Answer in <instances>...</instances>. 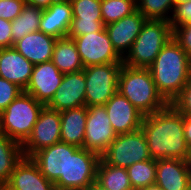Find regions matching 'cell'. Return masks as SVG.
I'll return each instance as SVG.
<instances>
[{
	"instance_id": "d6986e66",
	"label": "cell",
	"mask_w": 191,
	"mask_h": 190,
	"mask_svg": "<svg viewBox=\"0 0 191 190\" xmlns=\"http://www.w3.org/2000/svg\"><path fill=\"white\" fill-rule=\"evenodd\" d=\"M10 190H56L31 158L23 157L5 184Z\"/></svg>"
},
{
	"instance_id": "8d00e7d4",
	"label": "cell",
	"mask_w": 191,
	"mask_h": 190,
	"mask_svg": "<svg viewBox=\"0 0 191 190\" xmlns=\"http://www.w3.org/2000/svg\"><path fill=\"white\" fill-rule=\"evenodd\" d=\"M183 127L187 145L191 149V116L183 115Z\"/></svg>"
},
{
	"instance_id": "e575fe53",
	"label": "cell",
	"mask_w": 191,
	"mask_h": 190,
	"mask_svg": "<svg viewBox=\"0 0 191 190\" xmlns=\"http://www.w3.org/2000/svg\"><path fill=\"white\" fill-rule=\"evenodd\" d=\"M171 103L183 115L191 116V77L181 93Z\"/></svg>"
},
{
	"instance_id": "d590c367",
	"label": "cell",
	"mask_w": 191,
	"mask_h": 190,
	"mask_svg": "<svg viewBox=\"0 0 191 190\" xmlns=\"http://www.w3.org/2000/svg\"><path fill=\"white\" fill-rule=\"evenodd\" d=\"M13 47L11 21L0 18V49Z\"/></svg>"
},
{
	"instance_id": "d6a6232c",
	"label": "cell",
	"mask_w": 191,
	"mask_h": 190,
	"mask_svg": "<svg viewBox=\"0 0 191 190\" xmlns=\"http://www.w3.org/2000/svg\"><path fill=\"white\" fill-rule=\"evenodd\" d=\"M172 29L191 22V0L181 3L174 7L173 14L170 19Z\"/></svg>"
},
{
	"instance_id": "ab89813d",
	"label": "cell",
	"mask_w": 191,
	"mask_h": 190,
	"mask_svg": "<svg viewBox=\"0 0 191 190\" xmlns=\"http://www.w3.org/2000/svg\"><path fill=\"white\" fill-rule=\"evenodd\" d=\"M139 190H163V189L160 186L153 184V185L146 186L145 188H142Z\"/></svg>"
},
{
	"instance_id": "d4e9b609",
	"label": "cell",
	"mask_w": 191,
	"mask_h": 190,
	"mask_svg": "<svg viewBox=\"0 0 191 190\" xmlns=\"http://www.w3.org/2000/svg\"><path fill=\"white\" fill-rule=\"evenodd\" d=\"M24 157L19 142L3 135L0 137V182L4 185L10 179L15 166Z\"/></svg>"
},
{
	"instance_id": "4316f807",
	"label": "cell",
	"mask_w": 191,
	"mask_h": 190,
	"mask_svg": "<svg viewBox=\"0 0 191 190\" xmlns=\"http://www.w3.org/2000/svg\"><path fill=\"white\" fill-rule=\"evenodd\" d=\"M42 11L43 9L26 3L21 14L11 22L13 45L25 35L39 31Z\"/></svg>"
},
{
	"instance_id": "7c38bea8",
	"label": "cell",
	"mask_w": 191,
	"mask_h": 190,
	"mask_svg": "<svg viewBox=\"0 0 191 190\" xmlns=\"http://www.w3.org/2000/svg\"><path fill=\"white\" fill-rule=\"evenodd\" d=\"M32 161L41 173L55 184L56 190H66L68 144L59 142L34 153Z\"/></svg>"
},
{
	"instance_id": "7402d4cb",
	"label": "cell",
	"mask_w": 191,
	"mask_h": 190,
	"mask_svg": "<svg viewBox=\"0 0 191 190\" xmlns=\"http://www.w3.org/2000/svg\"><path fill=\"white\" fill-rule=\"evenodd\" d=\"M57 38L41 31L31 32L16 41L13 47L33 65L52 61Z\"/></svg>"
},
{
	"instance_id": "1f68e13d",
	"label": "cell",
	"mask_w": 191,
	"mask_h": 190,
	"mask_svg": "<svg viewBox=\"0 0 191 190\" xmlns=\"http://www.w3.org/2000/svg\"><path fill=\"white\" fill-rule=\"evenodd\" d=\"M26 3V0H0V18L12 22L21 14Z\"/></svg>"
},
{
	"instance_id": "f6af8a7d",
	"label": "cell",
	"mask_w": 191,
	"mask_h": 190,
	"mask_svg": "<svg viewBox=\"0 0 191 190\" xmlns=\"http://www.w3.org/2000/svg\"><path fill=\"white\" fill-rule=\"evenodd\" d=\"M3 186H4V184L0 182V190H1V188H2Z\"/></svg>"
},
{
	"instance_id": "e0dca14e",
	"label": "cell",
	"mask_w": 191,
	"mask_h": 190,
	"mask_svg": "<svg viewBox=\"0 0 191 190\" xmlns=\"http://www.w3.org/2000/svg\"><path fill=\"white\" fill-rule=\"evenodd\" d=\"M147 18L137 9L122 19L105 26L116 52L124 58L141 32Z\"/></svg>"
},
{
	"instance_id": "52a82bcc",
	"label": "cell",
	"mask_w": 191,
	"mask_h": 190,
	"mask_svg": "<svg viewBox=\"0 0 191 190\" xmlns=\"http://www.w3.org/2000/svg\"><path fill=\"white\" fill-rule=\"evenodd\" d=\"M100 158L111 166L126 169L134 163L151 159L142 129L118 134Z\"/></svg>"
},
{
	"instance_id": "60d3db41",
	"label": "cell",
	"mask_w": 191,
	"mask_h": 190,
	"mask_svg": "<svg viewBox=\"0 0 191 190\" xmlns=\"http://www.w3.org/2000/svg\"><path fill=\"white\" fill-rule=\"evenodd\" d=\"M187 1H188V0H172V4H173V6L175 7V6L179 5V4L185 3V2H187Z\"/></svg>"
},
{
	"instance_id": "b9f144b4",
	"label": "cell",
	"mask_w": 191,
	"mask_h": 190,
	"mask_svg": "<svg viewBox=\"0 0 191 190\" xmlns=\"http://www.w3.org/2000/svg\"><path fill=\"white\" fill-rule=\"evenodd\" d=\"M188 163H189V166H190V169H191V149H190V157H189Z\"/></svg>"
},
{
	"instance_id": "7a4b0ae2",
	"label": "cell",
	"mask_w": 191,
	"mask_h": 190,
	"mask_svg": "<svg viewBox=\"0 0 191 190\" xmlns=\"http://www.w3.org/2000/svg\"><path fill=\"white\" fill-rule=\"evenodd\" d=\"M157 91L171 103L191 77V58L172 38L148 68Z\"/></svg>"
},
{
	"instance_id": "ee69618b",
	"label": "cell",
	"mask_w": 191,
	"mask_h": 190,
	"mask_svg": "<svg viewBox=\"0 0 191 190\" xmlns=\"http://www.w3.org/2000/svg\"><path fill=\"white\" fill-rule=\"evenodd\" d=\"M3 134H2V130H1V125H0V137H2Z\"/></svg>"
},
{
	"instance_id": "cb8c5ba5",
	"label": "cell",
	"mask_w": 191,
	"mask_h": 190,
	"mask_svg": "<svg viewBox=\"0 0 191 190\" xmlns=\"http://www.w3.org/2000/svg\"><path fill=\"white\" fill-rule=\"evenodd\" d=\"M53 64L61 73H74L84 69L77 46L70 37L58 38L53 49Z\"/></svg>"
},
{
	"instance_id": "9c48e42d",
	"label": "cell",
	"mask_w": 191,
	"mask_h": 190,
	"mask_svg": "<svg viewBox=\"0 0 191 190\" xmlns=\"http://www.w3.org/2000/svg\"><path fill=\"white\" fill-rule=\"evenodd\" d=\"M84 68L107 63H123L105 30L73 38Z\"/></svg>"
},
{
	"instance_id": "484cf974",
	"label": "cell",
	"mask_w": 191,
	"mask_h": 190,
	"mask_svg": "<svg viewBox=\"0 0 191 190\" xmlns=\"http://www.w3.org/2000/svg\"><path fill=\"white\" fill-rule=\"evenodd\" d=\"M96 181L108 190H133L127 169L111 166L101 158L97 166Z\"/></svg>"
},
{
	"instance_id": "74e56055",
	"label": "cell",
	"mask_w": 191,
	"mask_h": 190,
	"mask_svg": "<svg viewBox=\"0 0 191 190\" xmlns=\"http://www.w3.org/2000/svg\"><path fill=\"white\" fill-rule=\"evenodd\" d=\"M28 4L36 6L37 8L46 9L50 6L51 3L56 0H26Z\"/></svg>"
},
{
	"instance_id": "f546056e",
	"label": "cell",
	"mask_w": 191,
	"mask_h": 190,
	"mask_svg": "<svg viewBox=\"0 0 191 190\" xmlns=\"http://www.w3.org/2000/svg\"><path fill=\"white\" fill-rule=\"evenodd\" d=\"M137 10L147 19L170 21L174 6L172 0H137Z\"/></svg>"
},
{
	"instance_id": "8992f818",
	"label": "cell",
	"mask_w": 191,
	"mask_h": 190,
	"mask_svg": "<svg viewBox=\"0 0 191 190\" xmlns=\"http://www.w3.org/2000/svg\"><path fill=\"white\" fill-rule=\"evenodd\" d=\"M123 63L92 65L83 69L86 81L87 107L104 106L118 91L119 74Z\"/></svg>"
},
{
	"instance_id": "4dcf8cb0",
	"label": "cell",
	"mask_w": 191,
	"mask_h": 190,
	"mask_svg": "<svg viewBox=\"0 0 191 190\" xmlns=\"http://www.w3.org/2000/svg\"><path fill=\"white\" fill-rule=\"evenodd\" d=\"M24 90L15 83L0 77V112L3 111Z\"/></svg>"
},
{
	"instance_id": "44dd1931",
	"label": "cell",
	"mask_w": 191,
	"mask_h": 190,
	"mask_svg": "<svg viewBox=\"0 0 191 190\" xmlns=\"http://www.w3.org/2000/svg\"><path fill=\"white\" fill-rule=\"evenodd\" d=\"M72 6L69 0H56L43 9L39 31L55 38L67 37L71 26Z\"/></svg>"
},
{
	"instance_id": "3957f363",
	"label": "cell",
	"mask_w": 191,
	"mask_h": 190,
	"mask_svg": "<svg viewBox=\"0 0 191 190\" xmlns=\"http://www.w3.org/2000/svg\"><path fill=\"white\" fill-rule=\"evenodd\" d=\"M118 91L144 116L164 108L168 102L157 91L149 69L122 65Z\"/></svg>"
},
{
	"instance_id": "7bdbcfd3",
	"label": "cell",
	"mask_w": 191,
	"mask_h": 190,
	"mask_svg": "<svg viewBox=\"0 0 191 190\" xmlns=\"http://www.w3.org/2000/svg\"><path fill=\"white\" fill-rule=\"evenodd\" d=\"M1 190H10V189L4 185V186L1 188Z\"/></svg>"
},
{
	"instance_id": "f35d334b",
	"label": "cell",
	"mask_w": 191,
	"mask_h": 190,
	"mask_svg": "<svg viewBox=\"0 0 191 190\" xmlns=\"http://www.w3.org/2000/svg\"><path fill=\"white\" fill-rule=\"evenodd\" d=\"M86 190H108L100 185L97 181H94Z\"/></svg>"
},
{
	"instance_id": "ffe728a7",
	"label": "cell",
	"mask_w": 191,
	"mask_h": 190,
	"mask_svg": "<svg viewBox=\"0 0 191 190\" xmlns=\"http://www.w3.org/2000/svg\"><path fill=\"white\" fill-rule=\"evenodd\" d=\"M34 65L14 47L0 49V77L23 90L29 84Z\"/></svg>"
},
{
	"instance_id": "5b68a950",
	"label": "cell",
	"mask_w": 191,
	"mask_h": 190,
	"mask_svg": "<svg viewBox=\"0 0 191 190\" xmlns=\"http://www.w3.org/2000/svg\"><path fill=\"white\" fill-rule=\"evenodd\" d=\"M43 107L42 103L23 91L0 112L2 134L22 145L32 133Z\"/></svg>"
},
{
	"instance_id": "8fae6325",
	"label": "cell",
	"mask_w": 191,
	"mask_h": 190,
	"mask_svg": "<svg viewBox=\"0 0 191 190\" xmlns=\"http://www.w3.org/2000/svg\"><path fill=\"white\" fill-rule=\"evenodd\" d=\"M83 148L101 156L117 133L111 126L104 106L88 107Z\"/></svg>"
},
{
	"instance_id": "9a60e30c",
	"label": "cell",
	"mask_w": 191,
	"mask_h": 190,
	"mask_svg": "<svg viewBox=\"0 0 191 190\" xmlns=\"http://www.w3.org/2000/svg\"><path fill=\"white\" fill-rule=\"evenodd\" d=\"M104 107L117 135L134 132L141 128L144 115L119 91L109 99Z\"/></svg>"
},
{
	"instance_id": "83f0119b",
	"label": "cell",
	"mask_w": 191,
	"mask_h": 190,
	"mask_svg": "<svg viewBox=\"0 0 191 190\" xmlns=\"http://www.w3.org/2000/svg\"><path fill=\"white\" fill-rule=\"evenodd\" d=\"M128 176L133 190H139L155 184L156 182V160H144L127 168Z\"/></svg>"
},
{
	"instance_id": "30bf717a",
	"label": "cell",
	"mask_w": 191,
	"mask_h": 190,
	"mask_svg": "<svg viewBox=\"0 0 191 190\" xmlns=\"http://www.w3.org/2000/svg\"><path fill=\"white\" fill-rule=\"evenodd\" d=\"M60 112L44 106L39 113L32 133L21 145L24 157L30 158L39 150L61 142Z\"/></svg>"
},
{
	"instance_id": "603a6c76",
	"label": "cell",
	"mask_w": 191,
	"mask_h": 190,
	"mask_svg": "<svg viewBox=\"0 0 191 190\" xmlns=\"http://www.w3.org/2000/svg\"><path fill=\"white\" fill-rule=\"evenodd\" d=\"M88 107L66 109L60 112L61 142L83 148Z\"/></svg>"
},
{
	"instance_id": "ba28073f",
	"label": "cell",
	"mask_w": 191,
	"mask_h": 190,
	"mask_svg": "<svg viewBox=\"0 0 191 190\" xmlns=\"http://www.w3.org/2000/svg\"><path fill=\"white\" fill-rule=\"evenodd\" d=\"M99 160L98 154L68 144L66 190H86L96 181Z\"/></svg>"
},
{
	"instance_id": "836d02e7",
	"label": "cell",
	"mask_w": 191,
	"mask_h": 190,
	"mask_svg": "<svg viewBox=\"0 0 191 190\" xmlns=\"http://www.w3.org/2000/svg\"><path fill=\"white\" fill-rule=\"evenodd\" d=\"M173 38L191 58V22L173 29Z\"/></svg>"
},
{
	"instance_id": "6da1fadb",
	"label": "cell",
	"mask_w": 191,
	"mask_h": 190,
	"mask_svg": "<svg viewBox=\"0 0 191 190\" xmlns=\"http://www.w3.org/2000/svg\"><path fill=\"white\" fill-rule=\"evenodd\" d=\"M141 129L151 159L189 160L190 148L184 136L183 114L172 103L144 116Z\"/></svg>"
},
{
	"instance_id": "277c9868",
	"label": "cell",
	"mask_w": 191,
	"mask_h": 190,
	"mask_svg": "<svg viewBox=\"0 0 191 190\" xmlns=\"http://www.w3.org/2000/svg\"><path fill=\"white\" fill-rule=\"evenodd\" d=\"M172 38L173 29L169 21L147 19L130 51L123 58V64L148 69Z\"/></svg>"
},
{
	"instance_id": "f1b7e54d",
	"label": "cell",
	"mask_w": 191,
	"mask_h": 190,
	"mask_svg": "<svg viewBox=\"0 0 191 190\" xmlns=\"http://www.w3.org/2000/svg\"><path fill=\"white\" fill-rule=\"evenodd\" d=\"M136 9L135 0H101V15L105 26L130 15Z\"/></svg>"
},
{
	"instance_id": "4fadbf2b",
	"label": "cell",
	"mask_w": 191,
	"mask_h": 190,
	"mask_svg": "<svg viewBox=\"0 0 191 190\" xmlns=\"http://www.w3.org/2000/svg\"><path fill=\"white\" fill-rule=\"evenodd\" d=\"M72 6L71 26L67 37L74 38L105 28L101 15V0H69Z\"/></svg>"
},
{
	"instance_id": "2e32d148",
	"label": "cell",
	"mask_w": 191,
	"mask_h": 190,
	"mask_svg": "<svg viewBox=\"0 0 191 190\" xmlns=\"http://www.w3.org/2000/svg\"><path fill=\"white\" fill-rule=\"evenodd\" d=\"M86 81L82 71L64 74L60 86L57 88L47 107L59 112L86 106Z\"/></svg>"
},
{
	"instance_id": "ac0fdd59",
	"label": "cell",
	"mask_w": 191,
	"mask_h": 190,
	"mask_svg": "<svg viewBox=\"0 0 191 190\" xmlns=\"http://www.w3.org/2000/svg\"><path fill=\"white\" fill-rule=\"evenodd\" d=\"M156 185L163 190H191V169L181 159L156 160Z\"/></svg>"
},
{
	"instance_id": "5bb4252c",
	"label": "cell",
	"mask_w": 191,
	"mask_h": 190,
	"mask_svg": "<svg viewBox=\"0 0 191 190\" xmlns=\"http://www.w3.org/2000/svg\"><path fill=\"white\" fill-rule=\"evenodd\" d=\"M63 77L64 74L52 61L34 65L29 84L24 92L46 106L60 86Z\"/></svg>"
}]
</instances>
